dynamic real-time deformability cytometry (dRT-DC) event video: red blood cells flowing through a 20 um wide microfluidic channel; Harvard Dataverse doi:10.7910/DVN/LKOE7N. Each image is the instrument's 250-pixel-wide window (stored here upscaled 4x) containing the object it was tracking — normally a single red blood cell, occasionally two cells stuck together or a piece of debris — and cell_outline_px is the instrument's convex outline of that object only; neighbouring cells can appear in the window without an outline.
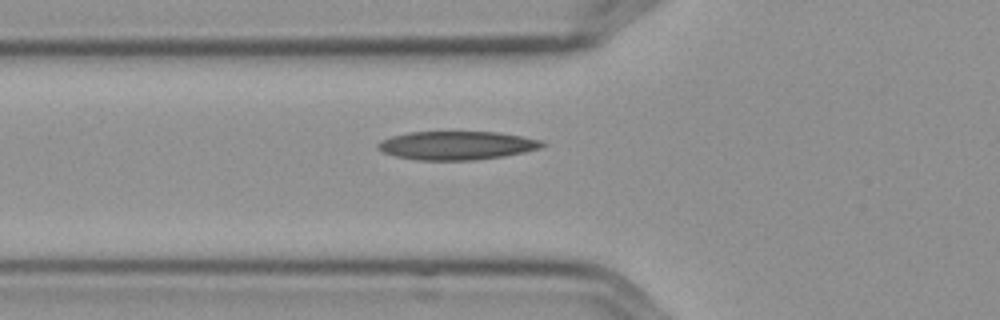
{"species": "Egyptian fruit bat (a non-hibernating species)", "species_latin": "Rousettus aegyptiacus", "temperature_condition": "cold", "stored_images_in_passage": 8, "camera_frame_rate_fps": 3000, "um_per_image_px": 0.085, "frame": {"image": 1, "passage_image": 8, "time_ms": 2.333, "image_size_px": [1000, 320], "cell_outline_px": [[544, 144], [540, 148], [524, 152], [504, 156], [476, 160], [416, 160], [396, 156], [384, 152], [376, 148], [376, 144], [380, 140], [392, 136], [408, 132], [500, 132], [540, 140]], "centroid_in_image_um": [38.78, 12.36], "position_along_channel_um": 87.0, "area_um2": 27.28}}